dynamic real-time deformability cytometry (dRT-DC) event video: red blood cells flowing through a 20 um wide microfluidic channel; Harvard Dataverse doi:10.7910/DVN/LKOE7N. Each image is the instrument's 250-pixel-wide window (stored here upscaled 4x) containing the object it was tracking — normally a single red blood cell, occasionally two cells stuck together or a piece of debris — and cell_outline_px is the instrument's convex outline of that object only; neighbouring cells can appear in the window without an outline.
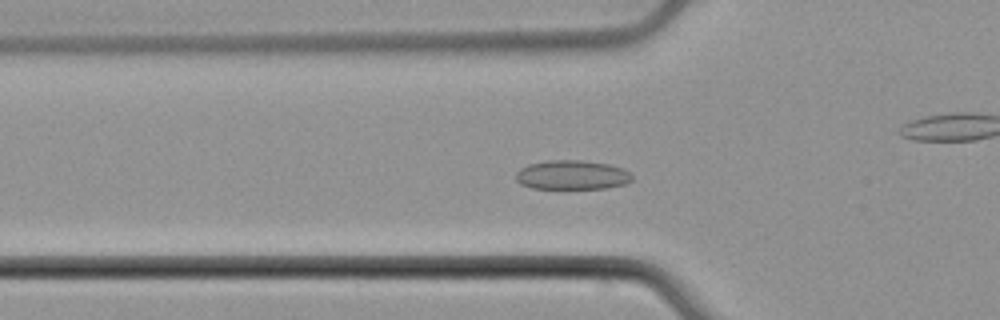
{"species": "common noctule bat (a hibernating species)", "species_latin": "Nyctalus noctula", "temperature_condition": "cold", "stored_images_in_passage": 40, "camera_frame_rate_fps": 3000, "um_per_image_px": 0.085, "animal": {"sex": "male", "body_mass_g": 21.5, "forearm_length_mm": 52.0}, "frame": {"image": 1, "passage_image": 3, "time_ms": 0.667, "image_size_px": [1000, 320], "cell_outline_px": [[632, 180], [624, 184], [608, 188], [532, 188], [520, 184], [516, 180], [516, 172], [520, 168], [528, 164], [548, 160], [580, 160], [612, 164], [624, 168], [632, 172]], "centroid_in_image_um": [48.65, 14.86], "position_along_channel_um": 77.1, "area_um2": 20.06}}
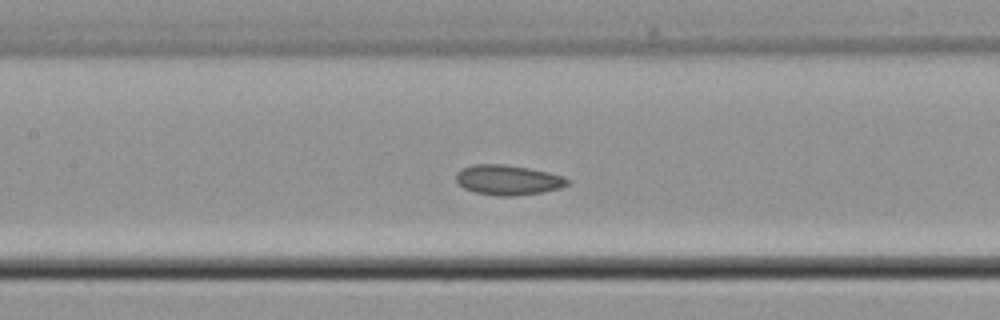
{"frame": {"image": 2, "passage_image": 10, "time_ms": 3.0, "image_size_px": [1000, 320], "cell_outline_px": [[572, 180], [568, 184], [560, 188], [544, 192], [516, 196], [496, 196], [476, 192], [464, 188], [456, 180], [456, 172], [472, 164], [504, 164], [528, 168], [548, 172], [564, 176]], "centroid_in_image_um": [43.21, 15.3], "position_along_channel_um": 164.2, "area_um2": 19.59}}
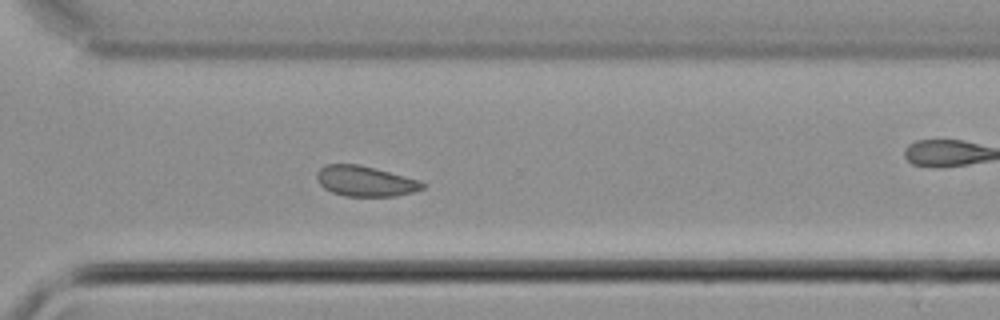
{"frame": {"image": 3, "passage_image": 24, "time_ms": 7.667, "image_size_px": [1000, 320], "cell_outline_px": [[424, 188], [412, 192], [396, 196], [344, 196], [332, 192], [324, 188], [320, 184], [316, 176], [316, 172], [324, 164], [356, 164], [376, 168], [420, 180], [424, 184]], "centroid_in_image_um": [31.03, 15.39], "position_along_channel_um": 339.6, "area_um2": 18.73}, "authors_computed_cell_mechanics": {"area_um2": 19.2763, "velocity_mm_per_s": 3.7489, "shape_relaxation_time_tau1_ms": 5.7647, "shape_relaxation_time_tau2_ms": 2.8383, "deformation_change_tau1": 0.0573, "deformation_change_tau2": 0.0607}}